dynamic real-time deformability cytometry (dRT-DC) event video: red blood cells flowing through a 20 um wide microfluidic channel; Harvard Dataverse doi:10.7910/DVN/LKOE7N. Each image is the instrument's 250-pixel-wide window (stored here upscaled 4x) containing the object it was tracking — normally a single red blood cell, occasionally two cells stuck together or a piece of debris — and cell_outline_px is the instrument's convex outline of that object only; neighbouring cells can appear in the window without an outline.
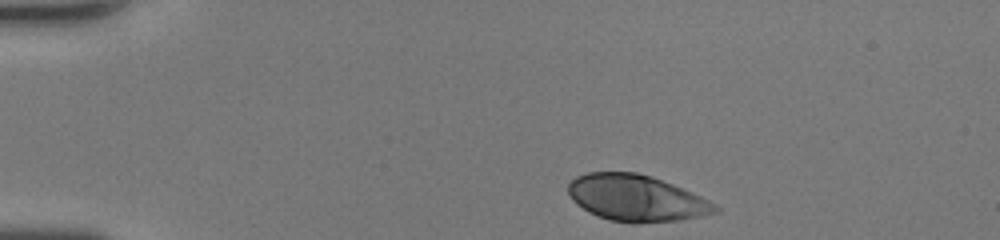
{"species": "human", "species_latin": "Homo sapiens", "temperature_condition": "room temperature", "stored_images_in_passage": 32, "camera_frame_rate_fps": 3000, "um_per_image_px": 0.085, "donor": {"sex": "female"}, "frame": {"image": 1, "passage_image": 1, "time_ms": 0.0, "image_size_px": [1000, 240], "cell_outline_px": [[720, 212], [704, 216], [676, 220], [632, 224], [608, 220], [588, 212], [576, 204], [572, 200], [568, 192], [568, 184], [576, 176], [588, 172], [636, 172], [652, 176], [692, 192], [716, 204], [720, 208]], "centroid_in_image_um": [54.08, 16.85], "position_along_channel_um": 30.9, "area_um2": 39.94}}
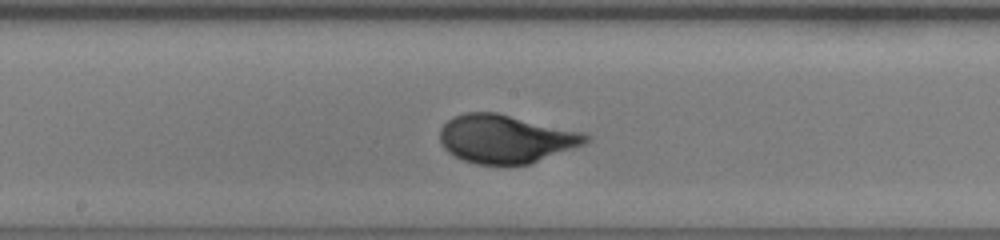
{"frame": {"image": 2, "passage_image": 18, "time_ms": 5.667, "image_size_px": [1000, 240], "cell_outline_px": [[592, 140], [584, 144], [528, 164], [476, 164], [452, 156], [444, 148], [440, 140], [440, 128], [452, 116], [464, 112], [496, 112], [580, 132], [592, 136]], "centroid_in_image_um": [42.94, 11.8], "position_along_channel_um": 205.3, "area_um2": 40.81}}
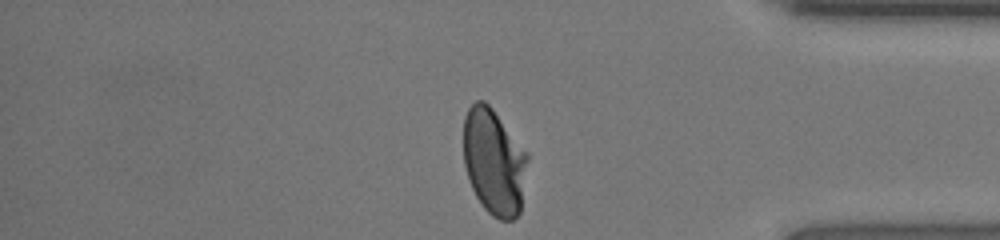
{"frame": {"image": 3, "passage_image": 32, "time_ms": 10.333, "image_size_px": [1000, 240], "cell_outline_px": [[528, 160], [520, 212], [512, 220], [500, 220], [492, 216], [484, 208], [476, 196], [468, 180], [464, 164], [464, 116], [468, 108], [476, 100], [484, 100], [492, 108], [528, 152]], "centroid_in_image_um": [41.99, 13.75], "position_along_channel_um": 393.2, "area_um2": 39.82}, "authors_computed_cell_mechanics": {"area_um2": 40.2288, "velocity_mm_per_s": 4.4332, "shape_relaxation_time_tau1_ms": 3.4153, "shape_relaxation_time_tau2_ms": null, "deformation_change_tau1": 0.1855, "deformation_change_tau2": null}}